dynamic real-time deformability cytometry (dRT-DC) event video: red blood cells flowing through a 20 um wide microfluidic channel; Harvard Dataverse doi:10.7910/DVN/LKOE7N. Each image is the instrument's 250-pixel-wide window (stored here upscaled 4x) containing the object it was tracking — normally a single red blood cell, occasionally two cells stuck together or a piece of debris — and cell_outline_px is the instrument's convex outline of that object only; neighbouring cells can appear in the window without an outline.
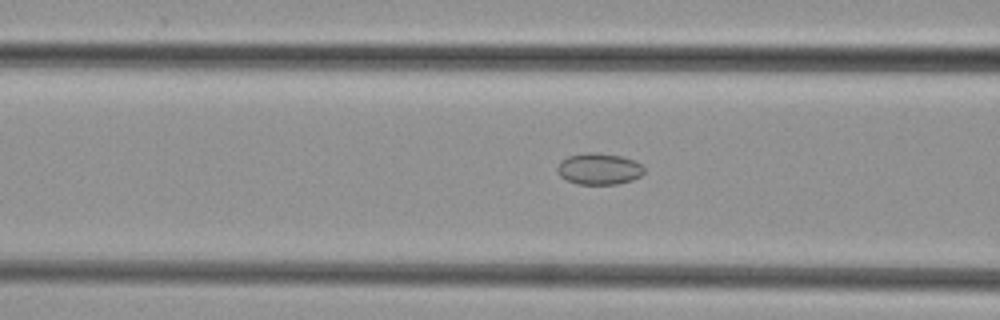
{"species": "common noctule bat (a hibernating species)", "species_latin": "Nyctalus noctula", "temperature_condition": "cold", "stored_images_in_passage": 34, "camera_frame_rate_fps": 3000, "um_per_image_px": 0.085, "animal": {"sex": "female", "body_mass_g": 29.2, "forearm_length_mm": 56.3}, "frame": {"image": 1, "passage_image": 10, "time_ms": 3.0, "image_size_px": [1000, 320], "cell_outline_px": [[644, 172], [640, 176], [632, 180], [616, 184], [576, 184], [560, 176], [556, 168], [560, 160], [568, 156], [588, 152], [596, 152], [620, 156], [632, 160], [640, 164], [644, 168]], "centroid_in_image_um": [50.88, 14.35], "position_along_channel_um": 115.7, "area_um2": 15.84}}
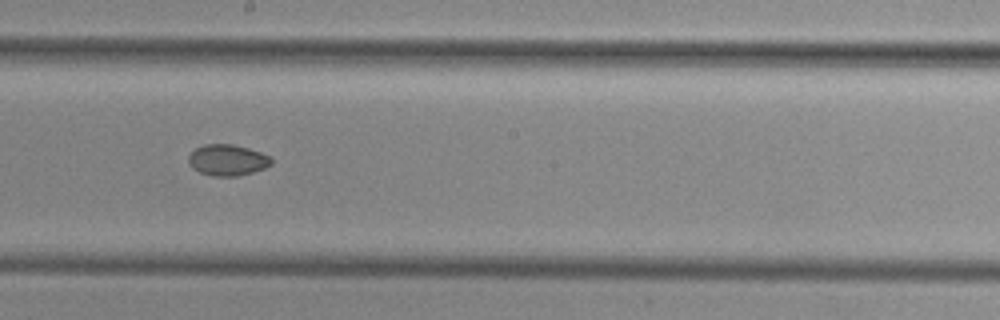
{"frame": {"image": 2, "passage_image": 18, "time_ms": 5.667, "image_size_px": [1000, 320], "cell_outline_px": [[272, 164], [264, 168], [252, 172], [236, 176], [212, 176], [200, 172], [192, 168], [188, 164], [188, 156], [196, 148], [204, 144], [232, 144], [248, 148], [272, 156]], "centroid_in_image_um": [19.33, 13.6], "position_along_channel_um": 228.9, "area_um2": 15.09}}
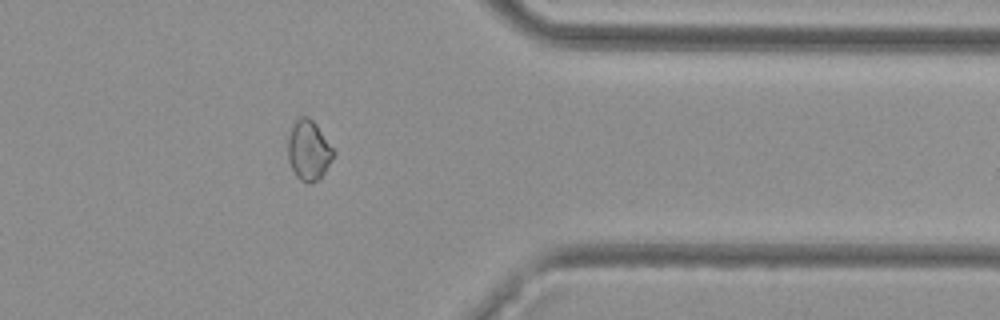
{"frame": {"image": 3, "passage_image": 30, "time_ms": 9.667, "image_size_px": [1000, 320], "cell_outline_px": [[336, 152], [332, 160], [320, 180], [312, 184], [308, 184], [300, 180], [296, 176], [288, 160], [288, 136], [296, 120], [300, 116], [308, 116], [316, 124]], "centroid_in_image_um": [26.25, 12.82], "position_along_channel_um": 385.1, "area_um2": 16.07}}